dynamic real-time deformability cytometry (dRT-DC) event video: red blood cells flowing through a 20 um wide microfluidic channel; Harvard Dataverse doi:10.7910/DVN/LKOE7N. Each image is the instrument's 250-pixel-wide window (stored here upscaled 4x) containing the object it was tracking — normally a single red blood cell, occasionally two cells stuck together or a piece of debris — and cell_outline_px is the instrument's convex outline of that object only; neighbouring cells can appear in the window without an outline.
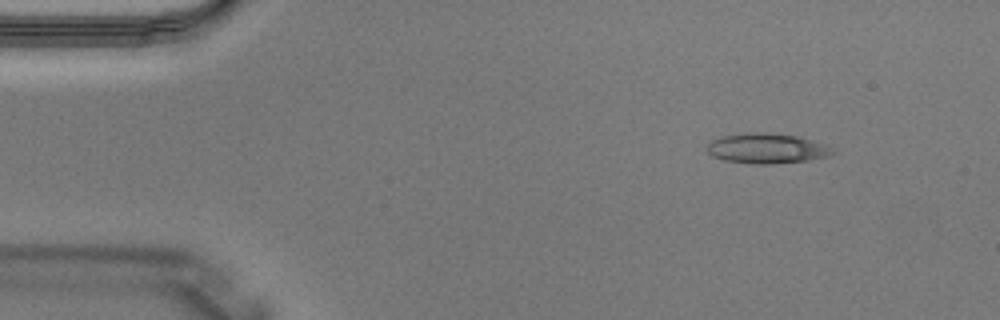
{"species": "Egyptian fruit bat (a non-hibernating species)", "species_latin": "Rousettus aegyptiacus", "temperature_condition": "warm", "stored_images_in_passage": 3, "camera_frame_rate_fps": 3000, "um_per_image_px": 0.085, "animal": {"sex": "male"}, "frame": {"image": 1, "passage_image": 1, "time_ms": 0.0, "image_size_px": [1000, 320], "cell_outline_px": [[836, 152], [832, 156], [808, 160], [768, 164], [752, 164], [724, 160], [712, 156], [704, 148], [712, 140], [724, 136], [748, 132], [764, 132], [796, 136], [824, 144], [832, 148]], "centroid_in_image_um": [65.17, 12.62], "position_along_channel_um": 19.8, "area_um2": 22.02}}
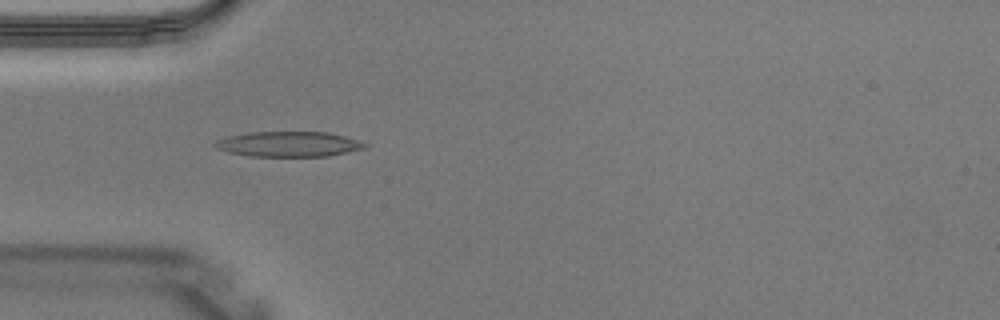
{"frame": {"image": 2, "passage_image": 3, "time_ms": 0.667, "image_size_px": [1000, 320], "cell_outline_px": [[368, 144], [364, 148], [348, 152], [328, 156], [248, 156], [228, 152], [216, 148], [212, 144], [216, 140], [228, 136], [248, 132], [328, 132], [344, 136]], "centroid_in_image_um": [24.49, 12.25], "position_along_channel_um": 60.5, "area_um2": 21.96}}